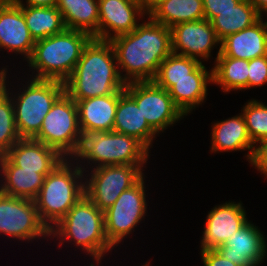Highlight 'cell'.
Instances as JSON below:
<instances>
[{"instance_id": "1", "label": "cell", "mask_w": 267, "mask_h": 266, "mask_svg": "<svg viewBox=\"0 0 267 266\" xmlns=\"http://www.w3.org/2000/svg\"><path fill=\"white\" fill-rule=\"evenodd\" d=\"M121 76L131 82L153 81L161 62L172 53L171 28L153 21L140 23L133 31L110 40Z\"/></svg>"}, {"instance_id": "2", "label": "cell", "mask_w": 267, "mask_h": 266, "mask_svg": "<svg viewBox=\"0 0 267 266\" xmlns=\"http://www.w3.org/2000/svg\"><path fill=\"white\" fill-rule=\"evenodd\" d=\"M115 61L111 42L92 37L71 76L64 82L65 92L74 101L120 93L126 83Z\"/></svg>"}, {"instance_id": "3", "label": "cell", "mask_w": 267, "mask_h": 266, "mask_svg": "<svg viewBox=\"0 0 267 266\" xmlns=\"http://www.w3.org/2000/svg\"><path fill=\"white\" fill-rule=\"evenodd\" d=\"M67 160H62L45 177L34 199L39 218L49 231L53 228L51 224L57 225L85 195V183L81 181L85 168L81 164L74 167Z\"/></svg>"}, {"instance_id": "4", "label": "cell", "mask_w": 267, "mask_h": 266, "mask_svg": "<svg viewBox=\"0 0 267 266\" xmlns=\"http://www.w3.org/2000/svg\"><path fill=\"white\" fill-rule=\"evenodd\" d=\"M92 37L82 31L65 29L62 33L35 41L29 67L36 69L35 79L65 82L78 63Z\"/></svg>"}, {"instance_id": "5", "label": "cell", "mask_w": 267, "mask_h": 266, "mask_svg": "<svg viewBox=\"0 0 267 266\" xmlns=\"http://www.w3.org/2000/svg\"><path fill=\"white\" fill-rule=\"evenodd\" d=\"M50 235H59L60 244L65 239L74 241L88 254L101 262L105 253L113 246L107 240L104 223V211L99 210L90 199L84 195L65 215V217L50 230ZM61 236V237H60Z\"/></svg>"}, {"instance_id": "6", "label": "cell", "mask_w": 267, "mask_h": 266, "mask_svg": "<svg viewBox=\"0 0 267 266\" xmlns=\"http://www.w3.org/2000/svg\"><path fill=\"white\" fill-rule=\"evenodd\" d=\"M96 167L108 165L143 166L149 157V150L136 138L126 134L96 132L83 135L80 149L75 156Z\"/></svg>"}, {"instance_id": "7", "label": "cell", "mask_w": 267, "mask_h": 266, "mask_svg": "<svg viewBox=\"0 0 267 266\" xmlns=\"http://www.w3.org/2000/svg\"><path fill=\"white\" fill-rule=\"evenodd\" d=\"M31 80L27 88L23 89L24 92L16 94L18 96L12 99L20 138H34L39 133L43 119L65 92L63 82L35 78Z\"/></svg>"}, {"instance_id": "8", "label": "cell", "mask_w": 267, "mask_h": 266, "mask_svg": "<svg viewBox=\"0 0 267 266\" xmlns=\"http://www.w3.org/2000/svg\"><path fill=\"white\" fill-rule=\"evenodd\" d=\"M82 137L76 102L64 92L52 105L43 119L39 133L33 139L55 149L64 158L72 156L74 159L80 149Z\"/></svg>"}, {"instance_id": "9", "label": "cell", "mask_w": 267, "mask_h": 266, "mask_svg": "<svg viewBox=\"0 0 267 266\" xmlns=\"http://www.w3.org/2000/svg\"><path fill=\"white\" fill-rule=\"evenodd\" d=\"M143 166L108 165L93 168L85 182V195L102 211L111 207L123 191L130 189L143 176Z\"/></svg>"}, {"instance_id": "10", "label": "cell", "mask_w": 267, "mask_h": 266, "mask_svg": "<svg viewBox=\"0 0 267 266\" xmlns=\"http://www.w3.org/2000/svg\"><path fill=\"white\" fill-rule=\"evenodd\" d=\"M124 90L136 102L147 123L157 134L184 116L169 92L154 81L131 82L125 85Z\"/></svg>"}, {"instance_id": "11", "label": "cell", "mask_w": 267, "mask_h": 266, "mask_svg": "<svg viewBox=\"0 0 267 266\" xmlns=\"http://www.w3.org/2000/svg\"><path fill=\"white\" fill-rule=\"evenodd\" d=\"M142 177L130 189L123 191L115 203L104 211L107 240L115 247L130 235L146 213V194Z\"/></svg>"}, {"instance_id": "12", "label": "cell", "mask_w": 267, "mask_h": 266, "mask_svg": "<svg viewBox=\"0 0 267 266\" xmlns=\"http://www.w3.org/2000/svg\"><path fill=\"white\" fill-rule=\"evenodd\" d=\"M0 233L20 240L50 236L39 218L34 200L8 196L0 192Z\"/></svg>"}, {"instance_id": "13", "label": "cell", "mask_w": 267, "mask_h": 266, "mask_svg": "<svg viewBox=\"0 0 267 266\" xmlns=\"http://www.w3.org/2000/svg\"><path fill=\"white\" fill-rule=\"evenodd\" d=\"M172 53L207 60L216 44H221L211 21L195 20L171 27ZM178 51H181L180 53ZM199 57V58H198Z\"/></svg>"}, {"instance_id": "14", "label": "cell", "mask_w": 267, "mask_h": 266, "mask_svg": "<svg viewBox=\"0 0 267 266\" xmlns=\"http://www.w3.org/2000/svg\"><path fill=\"white\" fill-rule=\"evenodd\" d=\"M98 9L100 40L110 41L116 36L130 33L139 25L137 15L141 18L146 15L140 2L133 0H98Z\"/></svg>"}, {"instance_id": "15", "label": "cell", "mask_w": 267, "mask_h": 266, "mask_svg": "<svg viewBox=\"0 0 267 266\" xmlns=\"http://www.w3.org/2000/svg\"><path fill=\"white\" fill-rule=\"evenodd\" d=\"M248 222L241 203L226 202L215 206L207 215L201 250L216 249Z\"/></svg>"}, {"instance_id": "16", "label": "cell", "mask_w": 267, "mask_h": 266, "mask_svg": "<svg viewBox=\"0 0 267 266\" xmlns=\"http://www.w3.org/2000/svg\"><path fill=\"white\" fill-rule=\"evenodd\" d=\"M266 247L262 232L254 224L247 222L216 250L239 266H258L266 256Z\"/></svg>"}, {"instance_id": "17", "label": "cell", "mask_w": 267, "mask_h": 266, "mask_svg": "<svg viewBox=\"0 0 267 266\" xmlns=\"http://www.w3.org/2000/svg\"><path fill=\"white\" fill-rule=\"evenodd\" d=\"M158 86L166 89L175 105L187 116L207 96V84L213 82L212 69L207 71L201 63L190 77L182 79H154Z\"/></svg>"}, {"instance_id": "18", "label": "cell", "mask_w": 267, "mask_h": 266, "mask_svg": "<svg viewBox=\"0 0 267 266\" xmlns=\"http://www.w3.org/2000/svg\"><path fill=\"white\" fill-rule=\"evenodd\" d=\"M35 41L31 37L22 13V5L6 0L0 6V48L21 53L30 59Z\"/></svg>"}, {"instance_id": "19", "label": "cell", "mask_w": 267, "mask_h": 266, "mask_svg": "<svg viewBox=\"0 0 267 266\" xmlns=\"http://www.w3.org/2000/svg\"><path fill=\"white\" fill-rule=\"evenodd\" d=\"M267 55V21L262 17L251 26L230 34L221 41L217 56H227L244 60Z\"/></svg>"}, {"instance_id": "20", "label": "cell", "mask_w": 267, "mask_h": 266, "mask_svg": "<svg viewBox=\"0 0 267 266\" xmlns=\"http://www.w3.org/2000/svg\"><path fill=\"white\" fill-rule=\"evenodd\" d=\"M4 155L23 170L40 174H49L65 159L55 149L33 138H21Z\"/></svg>"}, {"instance_id": "21", "label": "cell", "mask_w": 267, "mask_h": 266, "mask_svg": "<svg viewBox=\"0 0 267 266\" xmlns=\"http://www.w3.org/2000/svg\"><path fill=\"white\" fill-rule=\"evenodd\" d=\"M119 93L75 101L82 135L113 131Z\"/></svg>"}, {"instance_id": "22", "label": "cell", "mask_w": 267, "mask_h": 266, "mask_svg": "<svg viewBox=\"0 0 267 266\" xmlns=\"http://www.w3.org/2000/svg\"><path fill=\"white\" fill-rule=\"evenodd\" d=\"M113 131L136 138L148 150L157 134L147 123L136 102L125 90L119 93Z\"/></svg>"}, {"instance_id": "23", "label": "cell", "mask_w": 267, "mask_h": 266, "mask_svg": "<svg viewBox=\"0 0 267 266\" xmlns=\"http://www.w3.org/2000/svg\"><path fill=\"white\" fill-rule=\"evenodd\" d=\"M0 172L4 177L3 180H5L0 185L1 193L30 200L36 198L44 184L45 177L48 175L23 170L14 165L5 155L0 156Z\"/></svg>"}, {"instance_id": "24", "label": "cell", "mask_w": 267, "mask_h": 266, "mask_svg": "<svg viewBox=\"0 0 267 266\" xmlns=\"http://www.w3.org/2000/svg\"><path fill=\"white\" fill-rule=\"evenodd\" d=\"M211 152L250 150L246 155L251 161L255 145L249 137L242 114L214 123Z\"/></svg>"}, {"instance_id": "25", "label": "cell", "mask_w": 267, "mask_h": 266, "mask_svg": "<svg viewBox=\"0 0 267 266\" xmlns=\"http://www.w3.org/2000/svg\"><path fill=\"white\" fill-rule=\"evenodd\" d=\"M56 7L66 29L86 32L98 39V0H58Z\"/></svg>"}, {"instance_id": "26", "label": "cell", "mask_w": 267, "mask_h": 266, "mask_svg": "<svg viewBox=\"0 0 267 266\" xmlns=\"http://www.w3.org/2000/svg\"><path fill=\"white\" fill-rule=\"evenodd\" d=\"M16 4L22 5V13L34 41L62 33L66 27L62 14L55 7L28 6L21 0H13Z\"/></svg>"}, {"instance_id": "27", "label": "cell", "mask_w": 267, "mask_h": 266, "mask_svg": "<svg viewBox=\"0 0 267 266\" xmlns=\"http://www.w3.org/2000/svg\"><path fill=\"white\" fill-rule=\"evenodd\" d=\"M263 15L248 1L241 0L232 9L218 12L211 24L220 41L256 23Z\"/></svg>"}, {"instance_id": "28", "label": "cell", "mask_w": 267, "mask_h": 266, "mask_svg": "<svg viewBox=\"0 0 267 266\" xmlns=\"http://www.w3.org/2000/svg\"><path fill=\"white\" fill-rule=\"evenodd\" d=\"M148 15L153 21L168 28L179 23L205 18L202 0H165Z\"/></svg>"}, {"instance_id": "29", "label": "cell", "mask_w": 267, "mask_h": 266, "mask_svg": "<svg viewBox=\"0 0 267 266\" xmlns=\"http://www.w3.org/2000/svg\"><path fill=\"white\" fill-rule=\"evenodd\" d=\"M215 62L213 83L220 85L223 92L248 89V60L217 56Z\"/></svg>"}, {"instance_id": "30", "label": "cell", "mask_w": 267, "mask_h": 266, "mask_svg": "<svg viewBox=\"0 0 267 266\" xmlns=\"http://www.w3.org/2000/svg\"><path fill=\"white\" fill-rule=\"evenodd\" d=\"M7 69L0 71V156L21 138L16 127L12 96L6 88Z\"/></svg>"}, {"instance_id": "31", "label": "cell", "mask_w": 267, "mask_h": 266, "mask_svg": "<svg viewBox=\"0 0 267 266\" xmlns=\"http://www.w3.org/2000/svg\"><path fill=\"white\" fill-rule=\"evenodd\" d=\"M242 115L253 144L267 140V105L254 99L250 100L243 107Z\"/></svg>"}, {"instance_id": "32", "label": "cell", "mask_w": 267, "mask_h": 266, "mask_svg": "<svg viewBox=\"0 0 267 266\" xmlns=\"http://www.w3.org/2000/svg\"><path fill=\"white\" fill-rule=\"evenodd\" d=\"M202 61L196 58L171 53L160 64L154 79H182L190 77Z\"/></svg>"}, {"instance_id": "33", "label": "cell", "mask_w": 267, "mask_h": 266, "mask_svg": "<svg viewBox=\"0 0 267 266\" xmlns=\"http://www.w3.org/2000/svg\"><path fill=\"white\" fill-rule=\"evenodd\" d=\"M248 88L267 83V55L248 61Z\"/></svg>"}, {"instance_id": "34", "label": "cell", "mask_w": 267, "mask_h": 266, "mask_svg": "<svg viewBox=\"0 0 267 266\" xmlns=\"http://www.w3.org/2000/svg\"><path fill=\"white\" fill-rule=\"evenodd\" d=\"M205 19L211 21L218 12L232 9L241 0H202Z\"/></svg>"}, {"instance_id": "35", "label": "cell", "mask_w": 267, "mask_h": 266, "mask_svg": "<svg viewBox=\"0 0 267 266\" xmlns=\"http://www.w3.org/2000/svg\"><path fill=\"white\" fill-rule=\"evenodd\" d=\"M260 145L254 147V151L249 163L254 165L257 170L267 176V140L259 142Z\"/></svg>"}, {"instance_id": "36", "label": "cell", "mask_w": 267, "mask_h": 266, "mask_svg": "<svg viewBox=\"0 0 267 266\" xmlns=\"http://www.w3.org/2000/svg\"><path fill=\"white\" fill-rule=\"evenodd\" d=\"M204 266H239L224 258L216 249L201 250Z\"/></svg>"}, {"instance_id": "37", "label": "cell", "mask_w": 267, "mask_h": 266, "mask_svg": "<svg viewBox=\"0 0 267 266\" xmlns=\"http://www.w3.org/2000/svg\"><path fill=\"white\" fill-rule=\"evenodd\" d=\"M58 0H27L28 6L55 7Z\"/></svg>"}, {"instance_id": "38", "label": "cell", "mask_w": 267, "mask_h": 266, "mask_svg": "<svg viewBox=\"0 0 267 266\" xmlns=\"http://www.w3.org/2000/svg\"><path fill=\"white\" fill-rule=\"evenodd\" d=\"M165 0H140L144 12L148 15L157 5Z\"/></svg>"}, {"instance_id": "39", "label": "cell", "mask_w": 267, "mask_h": 266, "mask_svg": "<svg viewBox=\"0 0 267 266\" xmlns=\"http://www.w3.org/2000/svg\"><path fill=\"white\" fill-rule=\"evenodd\" d=\"M261 14L267 13V0H248Z\"/></svg>"}, {"instance_id": "40", "label": "cell", "mask_w": 267, "mask_h": 266, "mask_svg": "<svg viewBox=\"0 0 267 266\" xmlns=\"http://www.w3.org/2000/svg\"><path fill=\"white\" fill-rule=\"evenodd\" d=\"M6 0H0V6L5 2Z\"/></svg>"}]
</instances>
